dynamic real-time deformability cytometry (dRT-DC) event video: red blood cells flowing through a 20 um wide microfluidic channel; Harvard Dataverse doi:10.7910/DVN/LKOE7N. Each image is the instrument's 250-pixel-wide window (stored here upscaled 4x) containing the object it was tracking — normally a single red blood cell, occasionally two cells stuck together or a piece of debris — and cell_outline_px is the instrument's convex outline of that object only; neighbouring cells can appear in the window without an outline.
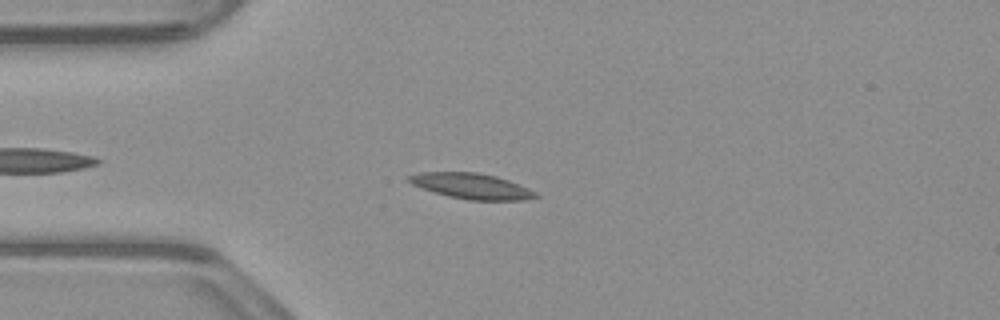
{"species": "common noctule bat (a hibernating species)", "species_latin": "Nyctalus noctula", "temperature_condition": "warm", "stored_images_in_passage": 40, "camera_frame_rate_fps": 3000, "um_per_image_px": 0.085, "animal": {"sex": "male", "body_mass_g": 23.1, "forearm_length_mm": 52.7}, "frame": {"image": 1, "passage_image": 3, "time_ms": 0.667, "image_size_px": [1000, 320], "cell_outline_px": [[540, 196], [524, 200], [468, 200], [448, 196], [412, 184], [408, 180], [408, 176], [420, 172], [476, 172], [496, 176], [508, 180], [528, 188], [536, 192]], "centroid_in_image_um": [40.11, 15.81], "position_along_channel_um": 44.9, "area_um2": 18.67}}
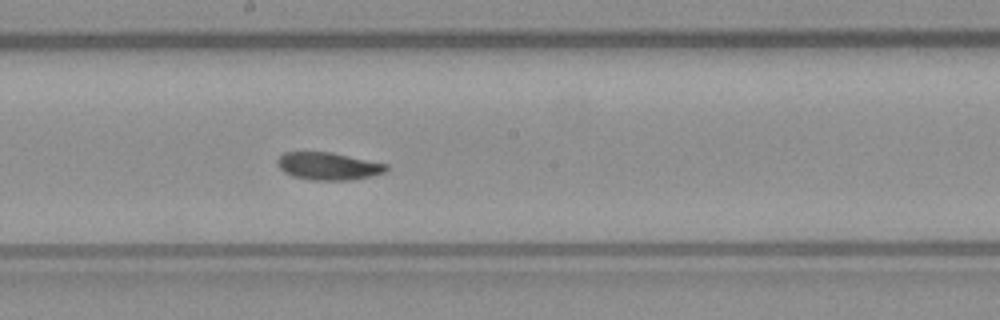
{"frame": {"image": 2, "passage_image": 18, "time_ms": 5.667, "image_size_px": [1000, 320], "cell_outline_px": [[388, 168], [384, 172], [372, 176], [352, 180], [312, 180], [292, 176], [284, 172], [276, 164], [276, 160], [284, 152], [332, 152], [388, 164]], "centroid_in_image_um": [27.9, 14.12], "position_along_channel_um": 220.3, "area_um2": 17.57}}
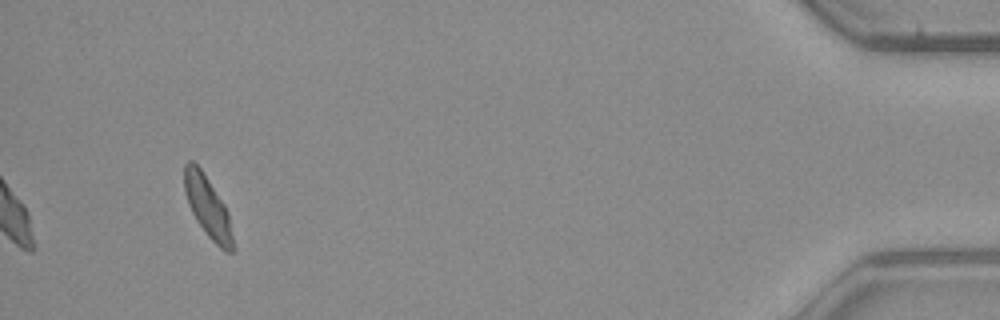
{"frame": {"image": 3, "passage_image": 40, "time_ms": 13.0, "image_size_px": [1000, 320], "cell_outline_px": [[232, 252], [228, 252], [220, 248], [208, 236], [196, 220], [188, 204], [184, 192], [184, 164], [188, 160], [192, 160], [200, 168], [224, 204], [228, 212], [232, 236]], "centroid_in_image_um": [17.62, 17.55], "position_along_channel_um": 417.6, "area_um2": 16.94}, "authors_computed_cell_mechanics": {"area_um2": 17.6579, "velocity_mm_per_s": 3.8049, "shape_relaxation_time_tau1_ms": 3.888, "shape_relaxation_time_tau2_ms": 5.8195, "deformation_change_tau1": 0.1202, "deformation_change_tau2": 0.0832}}